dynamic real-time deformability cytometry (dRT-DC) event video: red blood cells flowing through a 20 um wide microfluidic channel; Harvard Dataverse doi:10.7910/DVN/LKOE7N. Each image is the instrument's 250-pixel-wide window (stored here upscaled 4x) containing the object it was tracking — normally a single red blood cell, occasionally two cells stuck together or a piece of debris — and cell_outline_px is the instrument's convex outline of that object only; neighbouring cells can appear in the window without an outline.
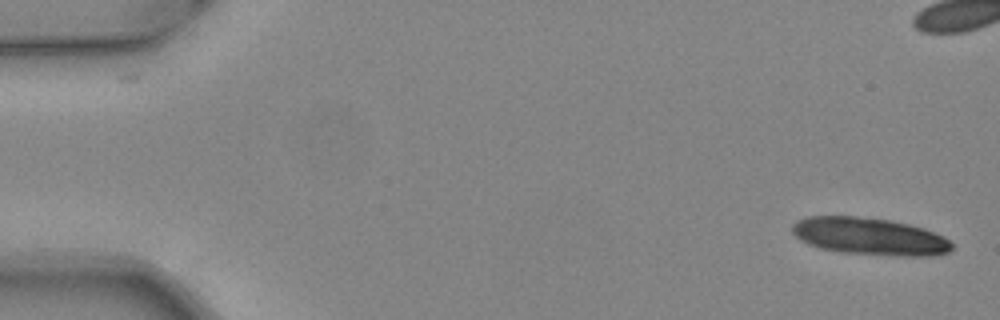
{"species": "common noctule bat (a hibernating species)", "species_latin": "Nyctalus noctula", "temperature_condition": "warm", "stored_images_in_passage": 14, "camera_frame_rate_fps": 3000, "um_per_image_px": 0.085, "animal": {"sex": "female", "body_mass_g": 24.6, "forearm_length_mm": 56.2}, "frame": {"image": 1, "passage_image": 1, "time_ms": 0.0, "image_size_px": [1000, 320], "cell_outline_px": [[956, 244], [948, 252], [936, 256], [900, 256], [844, 252], [820, 248], [808, 244], [800, 240], [792, 232], [792, 224], [796, 220], [808, 216], [856, 216], [888, 220], [908, 224], [924, 228], [944, 236]], "centroid_in_image_um": [73.95, 20.09], "position_along_channel_um": 11.1, "area_um2": 34.85}}